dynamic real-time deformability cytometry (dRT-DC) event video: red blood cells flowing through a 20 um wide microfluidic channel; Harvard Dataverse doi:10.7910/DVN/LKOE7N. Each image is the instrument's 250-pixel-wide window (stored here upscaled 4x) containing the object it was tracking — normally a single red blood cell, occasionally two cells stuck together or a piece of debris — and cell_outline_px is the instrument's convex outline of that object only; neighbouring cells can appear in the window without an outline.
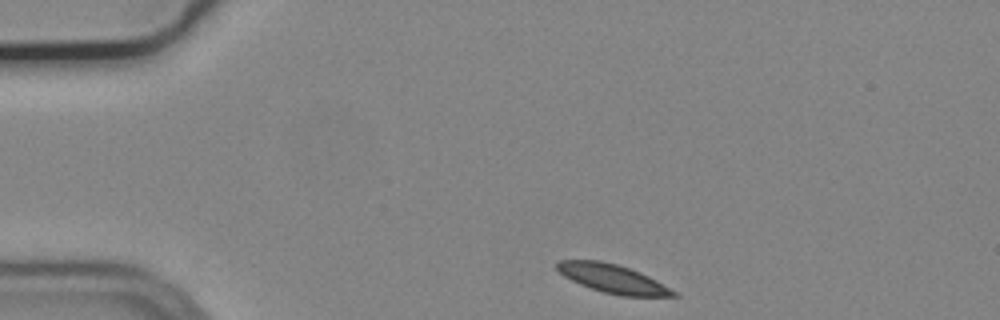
{"species": "common noctule bat (a hibernating species)", "species_latin": "Nyctalus noctula", "temperature_condition": "cold", "stored_images_in_passage": 39, "camera_frame_rate_fps": 3000, "um_per_image_px": 0.085, "animal": {"sex": "male", "body_mass_g": 19.2, "forearm_length_mm": 51.8}, "frame": {"image": 1, "passage_image": 1, "time_ms": 0.0, "image_size_px": [1000, 320], "cell_outline_px": [[680, 296], [620, 296], [604, 292], [580, 284], [564, 276], [556, 268], [556, 264], [560, 260], [600, 260], [616, 264], [640, 272], [656, 280], [676, 292]], "centroid_in_image_um": [52.07, 23.68], "position_along_channel_um": 32.9, "area_um2": 19.13}}
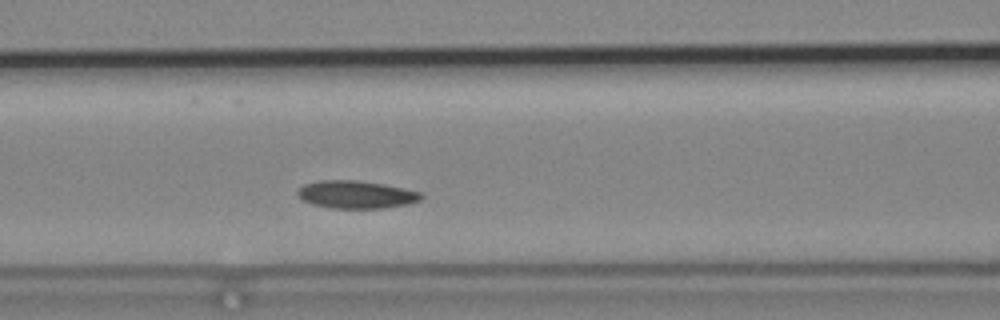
{"frame": {"image": 2, "passage_image": 14, "time_ms": 4.333, "image_size_px": [1000, 320], "cell_outline_px": [[424, 196], [420, 200], [408, 204], [384, 208], [332, 208], [312, 204], [304, 200], [296, 192], [304, 184], [320, 180], [360, 180], [384, 184], [424, 192]], "centroid_in_image_um": [30.33, 16.53], "position_along_channel_um": 136.3, "area_um2": 20.06}}
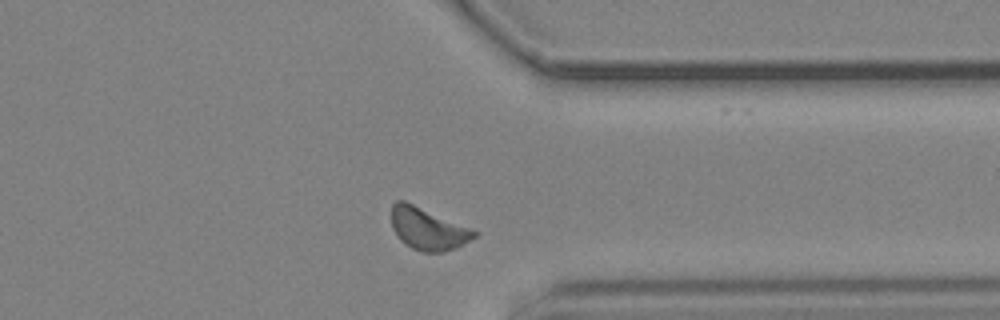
{"frame": {"image": 3, "passage_image": 34, "time_ms": 11.0, "image_size_px": [1000, 320], "cell_outline_px": [[476, 236], [444, 252], [420, 252], [412, 248], [400, 240], [392, 228], [392, 204], [396, 200], [404, 200], [468, 228], [476, 232]], "centroid_in_image_um": [36.28, 19.45], "position_along_channel_um": 375.1, "area_um2": 19.59}, "authors_computed_cell_mechanics": {"area_um2": 19.5942, "velocity_mm_per_s": 3.6298, "shape_relaxation_time_tau1_ms": 2.8658, "shape_relaxation_time_tau2_ms": null, "deformation_change_tau1": 0.0754, "deformation_change_tau2": null}}